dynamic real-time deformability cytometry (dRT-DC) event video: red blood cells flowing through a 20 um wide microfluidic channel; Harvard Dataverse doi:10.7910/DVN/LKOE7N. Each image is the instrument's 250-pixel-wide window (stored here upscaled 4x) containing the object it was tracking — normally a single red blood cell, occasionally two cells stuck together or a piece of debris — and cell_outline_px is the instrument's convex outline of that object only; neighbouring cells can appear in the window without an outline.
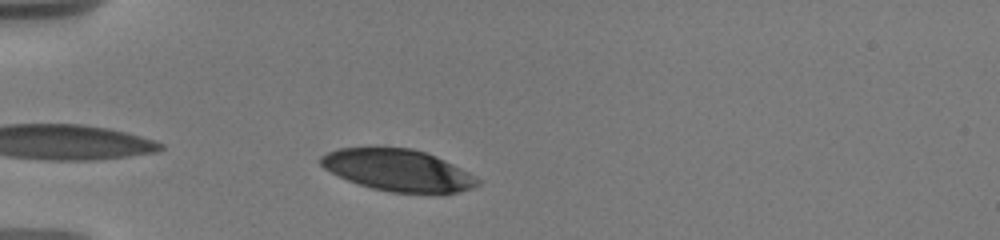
{"species": "human", "species_latin": "Homo sapiens", "temperature_condition": "warm", "stored_images_in_passage": 26, "camera_frame_rate_fps": 3000, "um_per_image_px": 0.085, "donor": {"sex": "male"}, "frame": {"image": 1, "passage_image": 2, "time_ms": 0.667, "image_size_px": [1000, 240], "cell_outline_px": [[480, 184], [472, 188], [460, 192], [392, 192], [372, 188], [348, 180], [324, 168], [320, 164], [320, 156], [328, 152], [340, 148], [376, 144], [412, 148], [436, 156], [468, 172], [480, 180]], "centroid_in_image_um": [33.78, 14.41], "position_along_channel_um": 51.2, "area_um2": 38.49}}
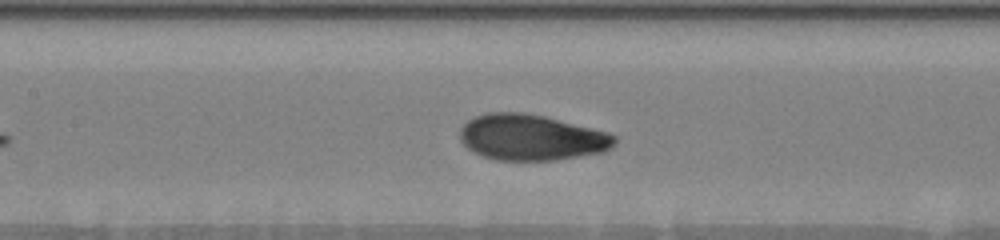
{"frame": {"image": 2, "passage_image": 12, "time_ms": 4.333, "image_size_px": [1000, 240], "cell_outline_px": [[616, 144], [612, 148], [604, 152], [556, 160], [496, 160], [480, 156], [472, 152], [460, 140], [460, 128], [468, 120], [476, 116], [488, 112], [524, 112], [544, 116], [608, 132], [616, 136]], "centroid_in_image_um": [45.16, 11.69], "position_along_channel_um": 162.2, "area_um2": 41.62}}
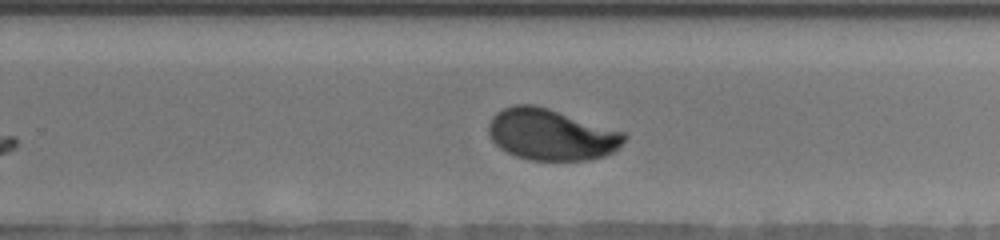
{"frame": {"image": 3, "passage_image": 17, "time_ms": 7.667, "image_size_px": [1000, 240], "cell_outline_px": [[628, 136], [612, 152], [604, 156], [588, 160], [528, 160], [516, 156], [500, 148], [492, 140], [488, 132], [488, 124], [492, 116], [496, 112], [504, 108], [516, 104], [536, 104], [624, 132]], "centroid_in_image_um": [46.82, 11.43], "position_along_channel_um": 283.0, "area_um2": 40.46}, "authors_computed_cell_mechanics": {"area_um2": 40.8357, "velocity_mm_per_s": 3.6288, "shape_relaxation_time_tau1_ms": 3.3366, "shape_relaxation_time_tau2_ms": null, "deformation_change_tau1": 0.1481, "deformation_change_tau2": null}}